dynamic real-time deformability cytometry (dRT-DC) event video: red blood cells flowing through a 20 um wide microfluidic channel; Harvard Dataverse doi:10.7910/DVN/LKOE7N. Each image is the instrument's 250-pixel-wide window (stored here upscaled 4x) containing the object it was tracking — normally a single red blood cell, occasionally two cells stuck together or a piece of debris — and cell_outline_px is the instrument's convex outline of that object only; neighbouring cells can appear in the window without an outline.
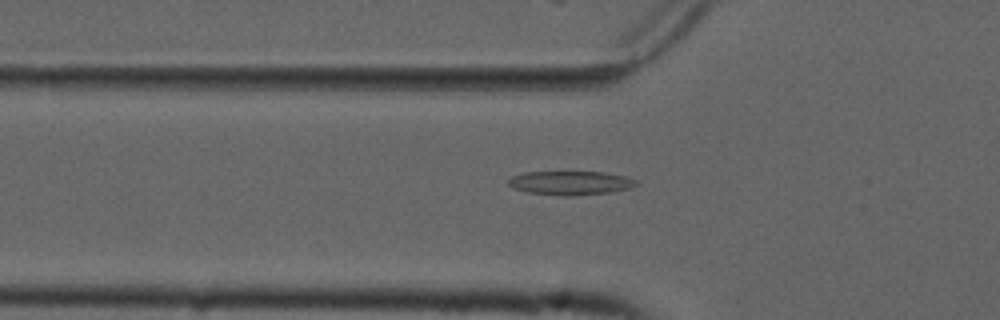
{"species": "common noctule bat (a hibernating species)", "species_latin": "Nyctalus noctula", "temperature_condition": "cold", "stored_images_in_passage": 55, "camera_frame_rate_fps": 3000, "um_per_image_px": 0.085, "animal": {"sex": "male", "forearm_length_mm": 52.5}, "frame": {"image": 1, "passage_image": 19, "time_ms": 6.0, "image_size_px": [1000, 320], "cell_outline_px": [[636, 184], [628, 188], [612, 192], [576, 196], [564, 196], [528, 192], [512, 188], [508, 184], [508, 180], [512, 176], [524, 172], [604, 172], [624, 176], [636, 180]], "centroid_in_image_um": [48.45, 15.55], "position_along_channel_um": 77.3, "area_um2": 17.74}}
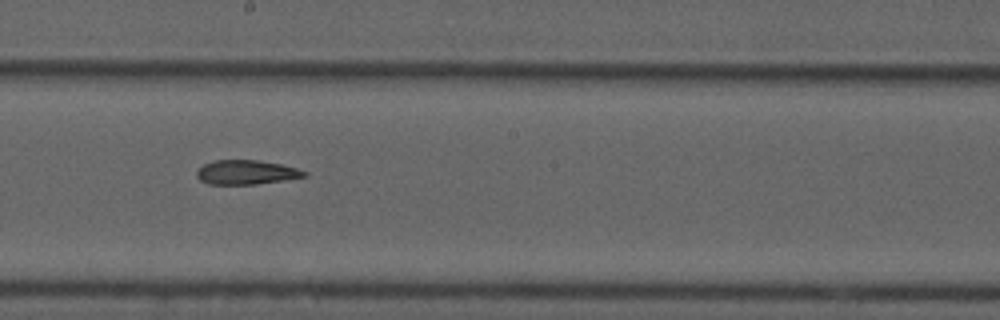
{"frame": {"image": 2, "passage_image": 31, "time_ms": 10.0, "image_size_px": [1000, 320], "cell_outline_px": [[308, 176], [256, 184], [208, 184], [200, 180], [196, 176], [196, 172], [204, 164], [216, 160], [256, 160], [280, 164], [296, 168], [308, 172]], "centroid_in_image_um": [20.93, 14.65], "position_along_channel_um": 227.3, "area_um2": 15.09}}
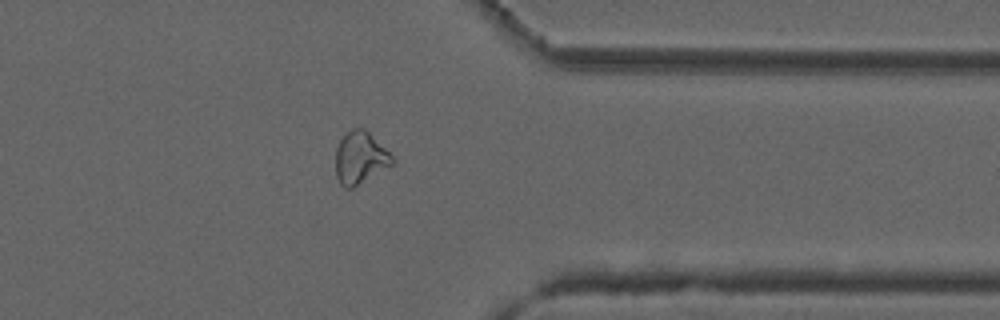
{"frame": {"image": 3, "passage_image": 44, "time_ms": 14.333, "image_size_px": [1000, 320], "cell_outline_px": [[396, 164], [352, 188], [344, 188], [340, 184], [336, 176], [336, 148], [344, 132], [352, 128], [364, 128], [396, 160]], "centroid_in_image_um": [30.62, 13.43], "position_along_channel_um": 380.8, "area_um2": 17.4}, "authors_computed_cell_mechanics": {"area_um2": 17.3978, "velocity_mm_per_s": 3.7286, "shape_relaxation_time_tau1_ms": null, "shape_relaxation_time_tau2_ms": 4.594, "deformation_change_tau1": null, "deformation_change_tau2": 0.1258}}